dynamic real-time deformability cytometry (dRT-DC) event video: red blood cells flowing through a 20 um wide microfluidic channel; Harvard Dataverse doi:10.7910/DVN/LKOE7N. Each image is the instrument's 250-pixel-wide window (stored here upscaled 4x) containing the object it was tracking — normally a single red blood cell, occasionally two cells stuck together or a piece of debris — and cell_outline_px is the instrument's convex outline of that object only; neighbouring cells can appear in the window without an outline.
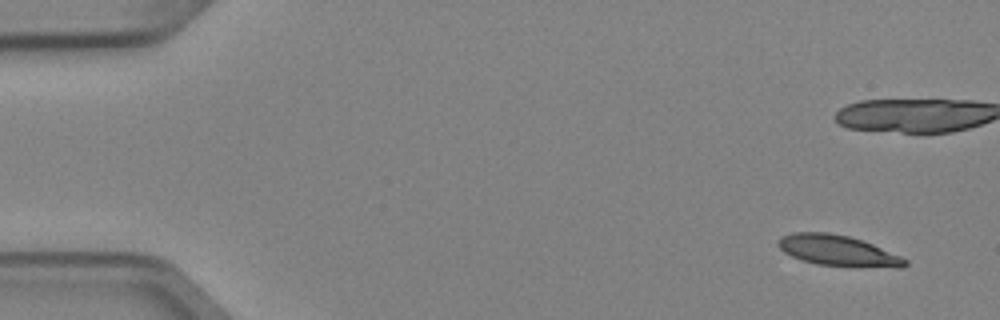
{"species": "Egyptian fruit bat (a non-hibernating species)", "species_latin": "Rousettus aegyptiacus", "temperature_condition": "cold", "stored_images_in_passage": 7, "camera_frame_rate_fps": 3000, "um_per_image_px": 0.085, "animal": {"sex": "female"}, "frame": {"image": 1, "passage_image": 1, "time_ms": 0.0, "image_size_px": [1000, 320], "cell_outline_px": [[908, 264], [904, 268], [896, 268], [816, 264], [792, 256], [784, 252], [776, 244], [776, 240], [780, 236], [792, 232], [828, 232], [848, 236], [872, 244], [900, 256], [908, 260]], "centroid_in_image_um": [71.2, 21.29], "position_along_channel_um": 13.8, "area_um2": 22.6}}